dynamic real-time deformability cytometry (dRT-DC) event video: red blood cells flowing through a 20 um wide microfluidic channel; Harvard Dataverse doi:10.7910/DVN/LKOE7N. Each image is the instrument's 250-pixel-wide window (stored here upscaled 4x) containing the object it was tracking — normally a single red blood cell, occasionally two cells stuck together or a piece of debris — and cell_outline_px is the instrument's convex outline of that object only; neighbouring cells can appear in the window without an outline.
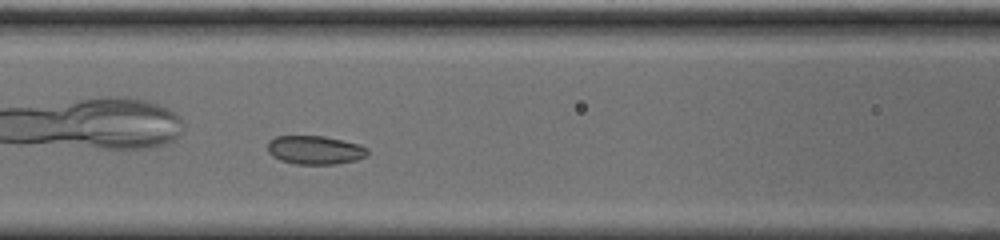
{"species": "common noctule bat (a hibernating species)", "species_latin": "Nyctalus noctula", "temperature_condition": "cold", "stored_images_in_passage": 19, "camera_frame_rate_fps": 3000, "um_per_image_px": 0.085, "animal": {"sex": "male", "body_mass_g": 20.0, "forearm_length_mm": 53.3}, "frame": {"image": 1, "passage_image": 9, "time_ms": 2.667, "image_size_px": [1000, 240], "cell_outline_px": [[368, 152], [364, 156], [356, 160], [336, 164], [296, 164], [280, 160], [272, 156], [268, 152], [268, 140], [276, 136], [324, 136], [360, 144], [368, 148]], "centroid_in_image_um": [26.76, 12.75], "position_along_channel_um": 139.8, "area_um2": 16.7}}
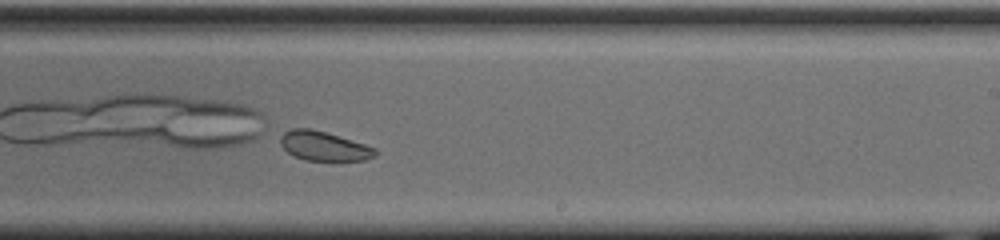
{"frame": {"image": 2, "passage_image": 19, "time_ms": 6.0, "image_size_px": [1000, 240], "cell_outline_px": [[376, 156], [364, 160], [304, 160], [288, 152], [280, 144], [280, 140], [284, 132], [292, 128], [312, 128], [364, 144], [376, 148]], "centroid_in_image_um": [27.52, 12.41], "position_along_channel_um": 261.5, "area_um2": 15.95}}